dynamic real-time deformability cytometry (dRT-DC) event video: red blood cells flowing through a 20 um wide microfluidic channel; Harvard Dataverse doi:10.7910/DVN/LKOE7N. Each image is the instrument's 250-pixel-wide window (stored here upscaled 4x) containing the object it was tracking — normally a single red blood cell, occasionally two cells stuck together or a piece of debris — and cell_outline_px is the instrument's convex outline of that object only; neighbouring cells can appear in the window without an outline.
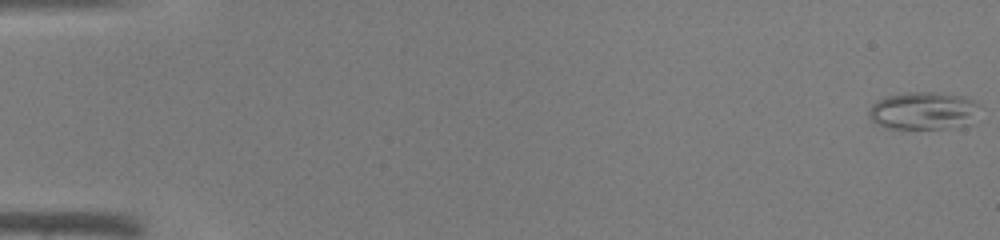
{"species": "common noctule bat (a hibernating species)", "species_latin": "Nyctalus noctula", "temperature_condition": "warm", "stored_images_in_passage": 45, "camera_frame_rate_fps": 3000, "um_per_image_px": 0.085, "animal": {"sex": "male", "body_mass_g": 19.0, "forearm_length_mm": 50.8}, "frame": {"image": 1, "passage_image": 1, "time_ms": 0.0, "image_size_px": [1000, 240], "cell_outline_px": [[980, 104], [972, 124], [948, 128], [888, 128], [876, 124], [868, 116], [868, 112], [872, 104], [888, 96], [908, 92], [940, 92], [968, 96], [976, 100]], "centroid_in_image_um": [78.55, 9.4], "position_along_channel_um": 6.4, "area_um2": 24.62}}
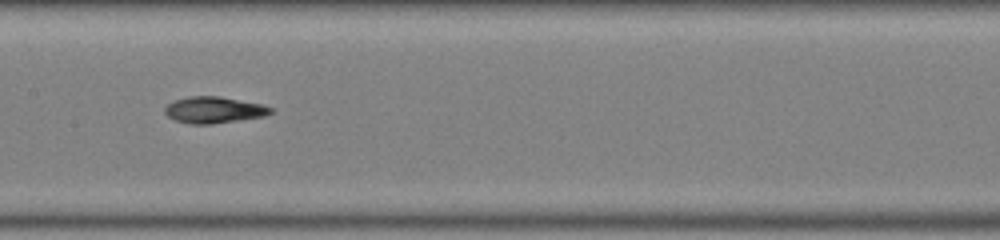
{"frame": {"image": 2, "passage_image": 24, "time_ms": 7.667, "image_size_px": [1000, 240], "cell_outline_px": [[272, 112], [264, 116], [212, 124], [188, 124], [176, 120], [168, 116], [164, 112], [164, 108], [168, 104], [176, 100], [188, 96], [220, 96], [260, 104], [272, 108]], "centroid_in_image_um": [18.15, 9.34], "position_along_channel_um": 189.2, "area_um2": 16.13}}
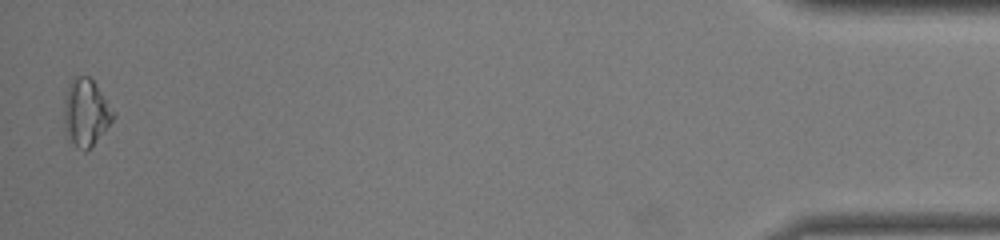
{"frame": {"image": 3, "passage_image": 45, "time_ms": 14.667, "image_size_px": [1000, 240], "cell_outline_px": [[116, 116], [92, 144], [84, 152], [68, 140], [64, 132], [64, 96], [68, 84], [72, 76], [88, 76], [96, 84], [116, 112]], "centroid_in_image_um": [7.27, 9.53], "position_along_channel_um": 427.9, "area_um2": 19.42}}